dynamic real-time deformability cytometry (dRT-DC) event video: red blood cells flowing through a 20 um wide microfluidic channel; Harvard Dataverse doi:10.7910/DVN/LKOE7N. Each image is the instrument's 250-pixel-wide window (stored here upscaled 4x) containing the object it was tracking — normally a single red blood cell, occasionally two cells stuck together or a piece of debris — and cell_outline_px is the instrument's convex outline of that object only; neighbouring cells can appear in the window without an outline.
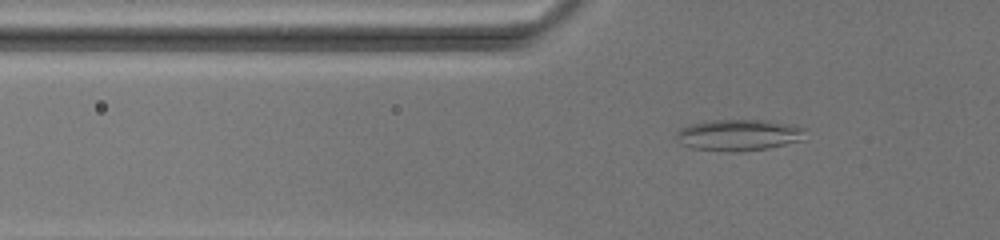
{"species": "common noctule bat (a hibernating species)", "species_latin": "Nyctalus noctula", "temperature_condition": "warm", "stored_images_in_passage": 74, "camera_frame_rate_fps": 3000, "um_per_image_px": 0.085, "animal": {"sex": "female", "body_mass_g": 19.5, "forearm_length_mm": 54.1}, "frame": {"image": 1, "passage_image": 2, "time_ms": 0.333, "image_size_px": [1000, 240], "cell_outline_px": [[804, 140], [768, 148], [740, 152], [732, 152], [688, 148], [676, 140], [676, 132], [680, 128], [688, 124], [712, 120], [768, 120], [792, 124], [804, 128]], "centroid_in_image_um": [62.77, 11.48], "position_along_channel_um": 63.0, "area_um2": 23.93}}
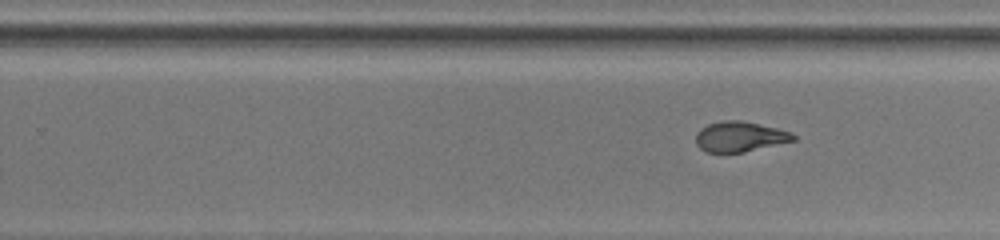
{"frame": {"image": 2, "passage_image": 35, "time_ms": 7.667, "image_size_px": [1000, 240], "cell_outline_px": [[796, 140], [744, 152], [704, 152], [696, 144], [696, 132], [700, 128], [708, 124], [724, 120], [740, 120], [780, 128], [796, 136]], "centroid_in_image_um": [62.87, 11.61], "position_along_channel_um": 266.9, "area_um2": 17.22}}
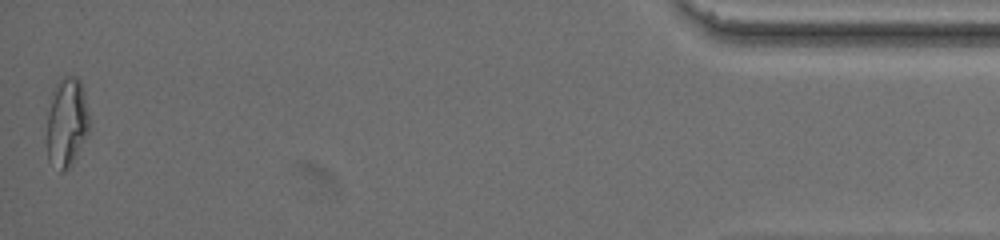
{"frame": {"image": 3, "passage_image": 74, "time_ms": 16.0, "image_size_px": [1000, 240], "cell_outline_px": [[88, 132], [72, 164], [64, 172], [60, 172], [48, 160], [44, 140], [48, 112], [52, 92], [56, 84], [64, 76], [76, 76], [80, 80], [84, 88], [88, 112]], "centroid_in_image_um": [5.63, 10.42], "position_along_channel_um": 429.6, "area_um2": 22.6}}